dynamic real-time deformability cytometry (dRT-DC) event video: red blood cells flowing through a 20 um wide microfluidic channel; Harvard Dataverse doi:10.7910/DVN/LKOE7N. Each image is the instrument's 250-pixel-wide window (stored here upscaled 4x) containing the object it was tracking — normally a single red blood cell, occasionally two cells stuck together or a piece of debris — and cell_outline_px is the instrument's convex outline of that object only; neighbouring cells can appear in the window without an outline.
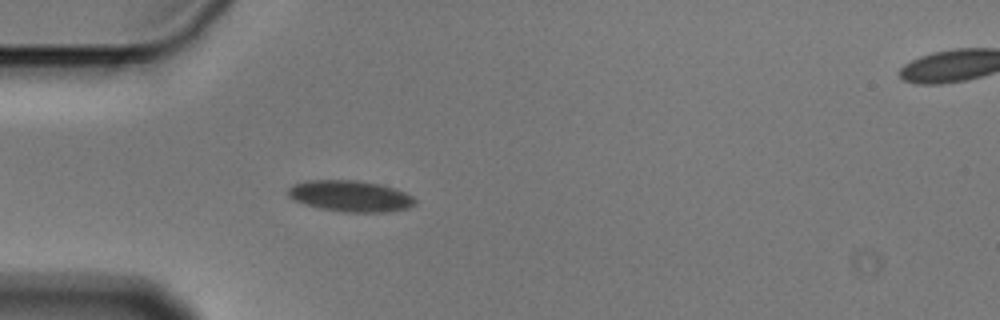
{"species": "Egyptian fruit bat (a non-hibernating species)", "species_latin": "Rousettus aegyptiacus", "temperature_condition": "cold", "stored_images_in_passage": 5, "segment_of_instrument_passage": [1, 2], "camera_frame_rate_fps": 3000, "um_per_image_px": 0.085, "animal": {"sex": "male"}, "frame": {"image": 1, "passage_image": 4, "time_ms": 1.0, "image_size_px": [1000, 320], "cell_outline_px": [[416, 204], [408, 208], [388, 212], [344, 212], [320, 208], [304, 204], [288, 196], [288, 188], [292, 184], [304, 180], [356, 180], [380, 184], [404, 192], [412, 196], [416, 200]], "centroid_in_image_um": [29.77, 16.66], "position_along_channel_um": 55.2, "area_um2": 23.12}}